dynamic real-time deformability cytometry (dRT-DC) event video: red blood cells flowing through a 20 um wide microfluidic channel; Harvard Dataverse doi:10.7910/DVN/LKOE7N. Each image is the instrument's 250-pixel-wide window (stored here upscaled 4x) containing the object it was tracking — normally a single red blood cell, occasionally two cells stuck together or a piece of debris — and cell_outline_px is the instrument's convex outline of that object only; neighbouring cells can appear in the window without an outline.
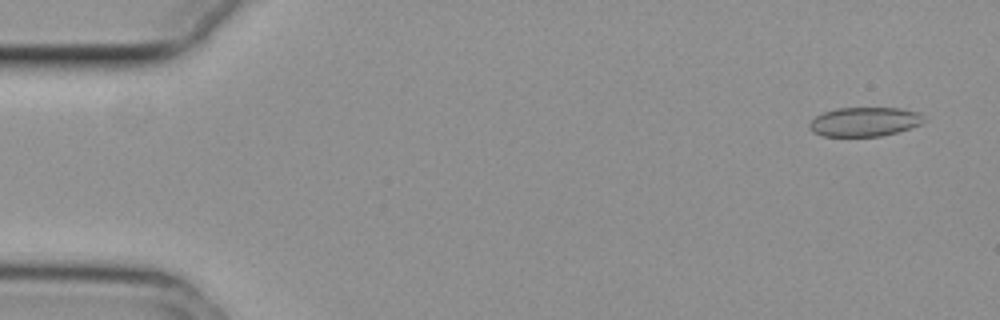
{"species": "common noctule bat (a hibernating species)", "species_latin": "Nyctalus noctula", "temperature_condition": "cold", "stored_images_in_passage": 55, "camera_frame_rate_fps": 3000, "um_per_image_px": 0.085, "animal": {"sex": "female", "body_mass_g": 29.2, "forearm_length_mm": 56.3}, "frame": {"image": 1, "passage_image": 3, "time_ms": 0.667, "image_size_px": [1000, 320], "cell_outline_px": [[924, 120], [920, 124], [896, 132], [880, 136], [824, 136], [812, 132], [808, 124], [816, 116], [824, 112], [836, 108], [900, 108], [920, 112]], "centroid_in_image_um": [73.46, 10.34], "position_along_channel_um": 11.5, "area_um2": 19.31}}
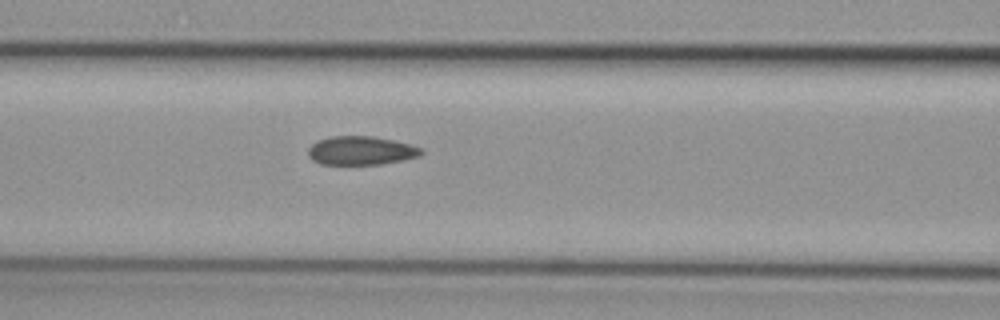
{"frame": {"image": 2, "passage_image": 23, "time_ms": 7.333, "image_size_px": [1000, 320], "cell_outline_px": [[424, 152], [420, 156], [404, 160], [380, 164], [320, 164], [312, 160], [308, 156], [308, 148], [316, 140], [328, 136], [372, 136], [396, 140], [412, 144], [420, 148]], "centroid_in_image_um": [30.68, 12.79], "position_along_channel_um": 135.9, "area_um2": 19.19}}
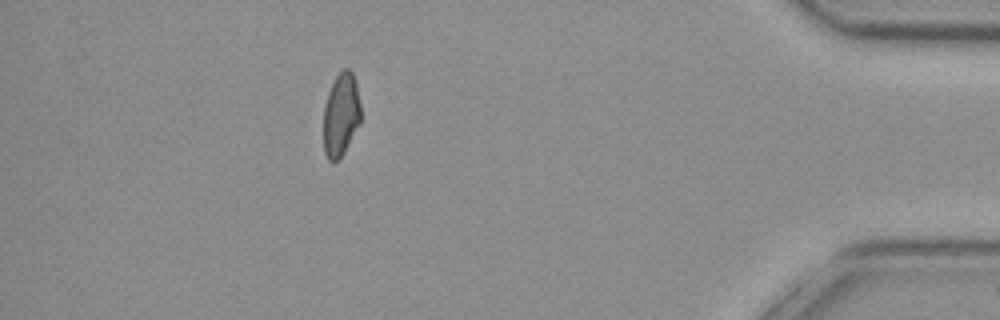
{"frame": {"image": 3, "passage_image": 49, "time_ms": 16.0, "image_size_px": [1000, 320], "cell_outline_px": [[360, 124], [340, 160], [328, 160], [324, 152], [324, 104], [328, 92], [336, 76], [344, 68], [348, 68], [352, 72], [356, 84], [360, 104]], "centroid_in_image_um": [28.98, 9.77], "position_along_channel_um": 406.2, "area_um2": 18.09}, "authors_computed_cell_mechanics": {"area_um2": 19.2474, "velocity_mm_per_s": 3.7398, "shape_relaxation_time_tau1_ms": null, "shape_relaxation_time_tau2_ms": 1.8492, "deformation_change_tau1": null, "deformation_change_tau2": 0.0815}}